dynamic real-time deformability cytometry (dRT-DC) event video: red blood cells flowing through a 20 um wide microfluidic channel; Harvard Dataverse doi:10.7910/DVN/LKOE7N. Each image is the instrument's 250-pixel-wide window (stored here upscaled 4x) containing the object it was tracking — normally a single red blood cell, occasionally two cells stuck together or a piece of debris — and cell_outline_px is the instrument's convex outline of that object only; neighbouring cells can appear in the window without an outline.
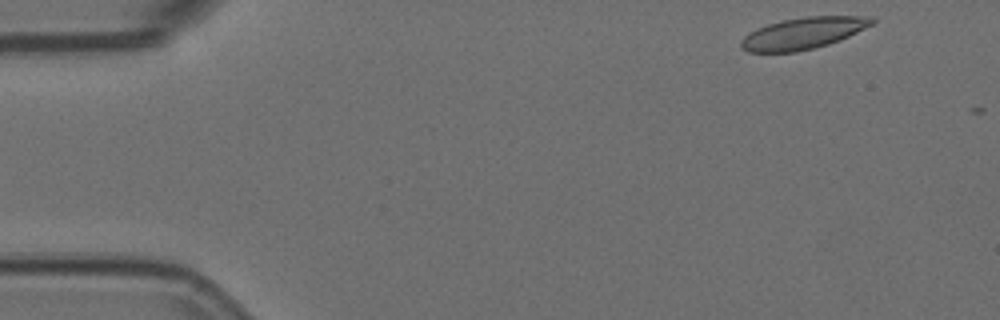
{"species": "Egyptian fruit bat (a non-hibernating species)", "species_latin": "Rousettus aegyptiacus", "temperature_condition": "room temperature", "stored_images_in_passage": 4, "camera_frame_rate_fps": 3000, "um_per_image_px": 0.085, "animal": {"sex": "female"}, "frame": {"image": 1, "passage_image": 1, "time_ms": 0.0, "image_size_px": [1000, 320], "cell_outline_px": [[876, 20], [872, 24], [840, 40], [828, 44], [796, 52], [748, 52], [740, 48], [740, 40], [744, 36], [756, 28], [768, 24], [784, 20], [804, 16], [872, 16]], "centroid_in_image_um": [68.24, 2.82], "position_along_channel_um": 16.8, "area_um2": 24.04}}